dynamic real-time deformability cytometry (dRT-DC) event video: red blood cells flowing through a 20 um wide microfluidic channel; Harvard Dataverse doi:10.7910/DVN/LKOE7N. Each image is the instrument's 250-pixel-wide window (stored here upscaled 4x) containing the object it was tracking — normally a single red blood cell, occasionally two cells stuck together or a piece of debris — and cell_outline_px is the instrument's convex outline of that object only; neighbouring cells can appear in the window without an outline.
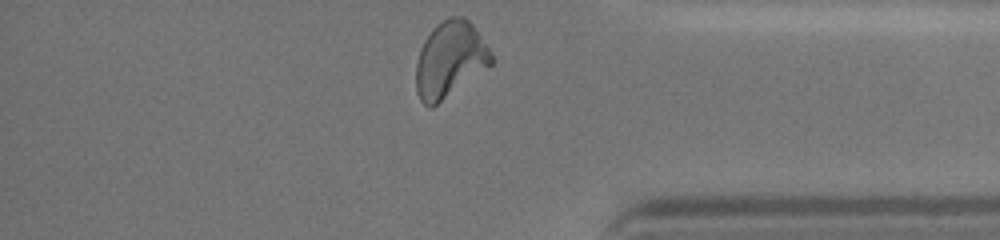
{"species": "human", "species_latin": "Homo sapiens", "temperature_condition": "cold", "stored_images_in_passage": 33, "camera_frame_rate_fps": 3000, "um_per_image_px": 0.085, "donor": {"sex": "female"}, "frame": {"image": 1, "passage_image": 33, "time_ms": 10.667, "image_size_px": [1000, 240], "cell_outline_px": [[492, 64], [432, 108], [428, 108], [420, 100], [416, 92], [416, 64], [420, 48], [424, 40], [436, 24], [448, 16], [464, 16], [472, 24], [492, 52]], "centroid_in_image_um": [38.22, 5.06], "position_along_channel_um": 397.0, "area_um2": 33.29}, "authors_computed_cell_mechanics": {"area_um2": 31.6744, "velocity_mm_per_s": 3.6174, "shape_relaxation_time_tau1_ms": 8.0243, "shape_relaxation_time_tau2_ms": 2.0014, "deformation_change_tau1": 0.2646, "deformation_change_tau2": 0.0983}}